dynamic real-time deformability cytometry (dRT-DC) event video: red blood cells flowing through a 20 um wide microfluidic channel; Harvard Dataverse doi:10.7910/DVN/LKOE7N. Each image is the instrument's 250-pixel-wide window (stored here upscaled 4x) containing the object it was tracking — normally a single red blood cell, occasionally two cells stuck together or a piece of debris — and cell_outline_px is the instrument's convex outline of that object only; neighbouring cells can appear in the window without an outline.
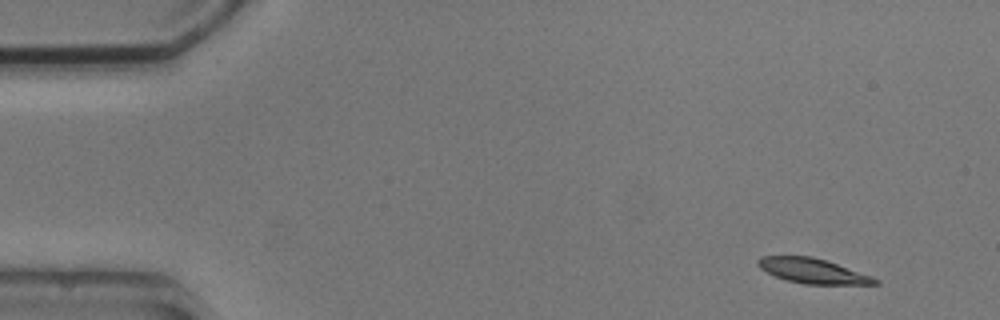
{"species": "common noctule bat (a hibernating species)", "species_latin": "Nyctalus noctula", "temperature_condition": "cold", "stored_images_in_passage": 5, "camera_frame_rate_fps": 3000, "um_per_image_px": 0.085, "animal": {"sex": "male", "body_mass_g": 20.5, "forearm_length_mm": 52.5}, "frame": {"image": 1, "passage_image": 1, "time_ms": 0.0, "image_size_px": [1000, 320], "cell_outline_px": [[880, 284], [804, 284], [788, 280], [776, 276], [760, 268], [756, 264], [756, 260], [760, 256], [812, 256], [872, 276], [880, 280]], "centroid_in_image_um": [69.07, 23.02], "position_along_channel_um": 15.9, "area_um2": 16.76}}
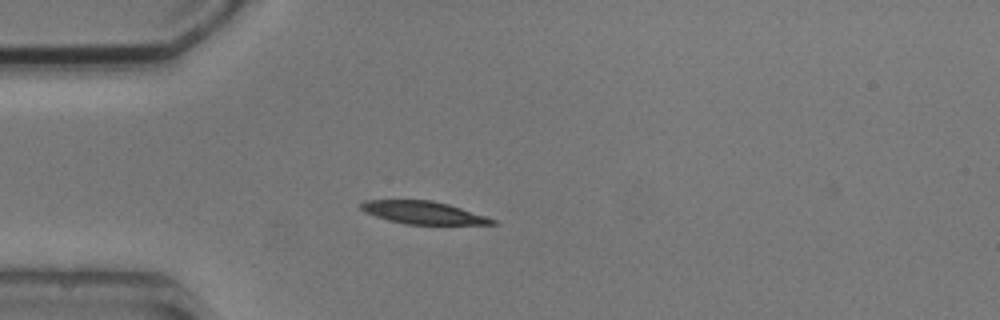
{"frame": {"image": 2, "passage_image": 4, "time_ms": 3.333, "image_size_px": [1000, 320], "cell_outline_px": [[496, 224], [404, 224], [388, 220], [364, 212], [360, 208], [360, 204], [364, 200], [432, 200], [448, 204], [496, 220]], "centroid_in_image_um": [35.91, 18.07], "position_along_channel_um": 49.1, "area_um2": 17.11}}